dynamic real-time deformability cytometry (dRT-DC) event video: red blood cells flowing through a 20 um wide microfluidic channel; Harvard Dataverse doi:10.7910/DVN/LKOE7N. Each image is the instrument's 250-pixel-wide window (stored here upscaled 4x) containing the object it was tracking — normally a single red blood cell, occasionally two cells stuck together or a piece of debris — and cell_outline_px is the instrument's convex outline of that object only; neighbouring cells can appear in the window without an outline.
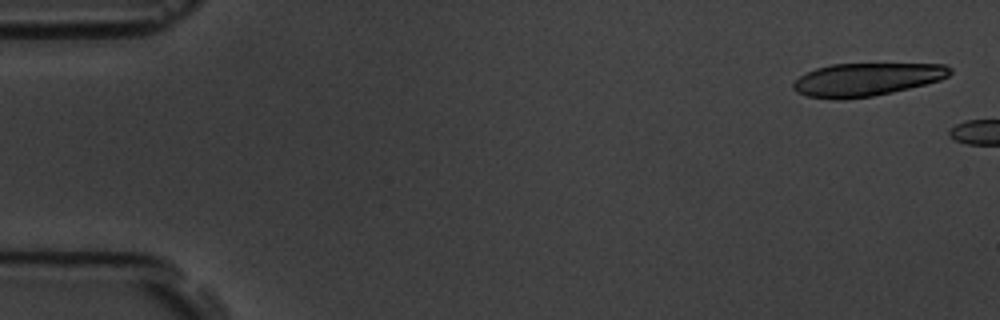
{"species": "common noctule bat (a hibernating species)", "species_latin": "Nyctalus noctula", "temperature_condition": "room temperature", "stored_images_in_passage": 2, "camera_frame_rate_fps": 3000, "um_per_image_px": 0.085, "animal": {"sex": "male", "body_mass_g": 19.5, "forearm_length_mm": 54.6}, "frame": {"image": 1, "passage_image": 1, "time_ms": 0.0, "image_size_px": [1000, 320], "cell_outline_px": [[952, 72], [948, 76], [940, 80], [892, 92], [872, 96], [808, 96], [796, 92], [792, 88], [792, 84], [800, 76], [816, 68], [832, 64], [944, 64], [952, 68]], "centroid_in_image_um": [73.72, 6.71], "position_along_channel_um": 11.3, "area_um2": 29.02}}